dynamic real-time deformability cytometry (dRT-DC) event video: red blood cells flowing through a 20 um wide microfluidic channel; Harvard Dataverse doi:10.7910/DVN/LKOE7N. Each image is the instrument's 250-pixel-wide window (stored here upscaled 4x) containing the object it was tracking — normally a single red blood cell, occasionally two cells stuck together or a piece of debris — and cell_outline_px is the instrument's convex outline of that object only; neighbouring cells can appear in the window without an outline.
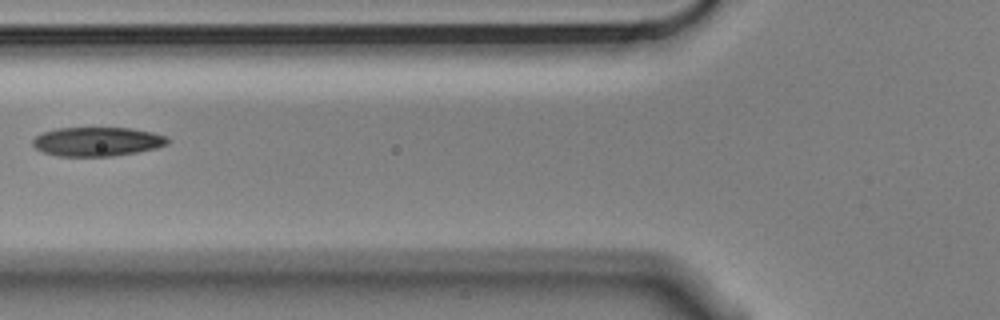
{"species": "Egyptian fruit bat (a non-hibernating species)", "species_latin": "Rousettus aegyptiacus", "temperature_condition": "cold", "stored_images_in_passage": 8, "camera_frame_rate_fps": 3000, "um_per_image_px": 0.085, "animal": {"sex": "male"}, "frame": {"image": 1, "passage_image": 6, "time_ms": 1.667, "image_size_px": [1000, 320], "cell_outline_px": [[172, 140], [168, 144], [156, 148], [136, 152], [112, 156], [56, 156], [44, 152], [36, 148], [32, 144], [32, 140], [36, 136], [44, 132], [56, 128], [132, 128], [152, 132], [168, 136]], "centroid_in_image_um": [8.3, 12.03], "position_along_channel_um": 117.5, "area_um2": 22.95}}
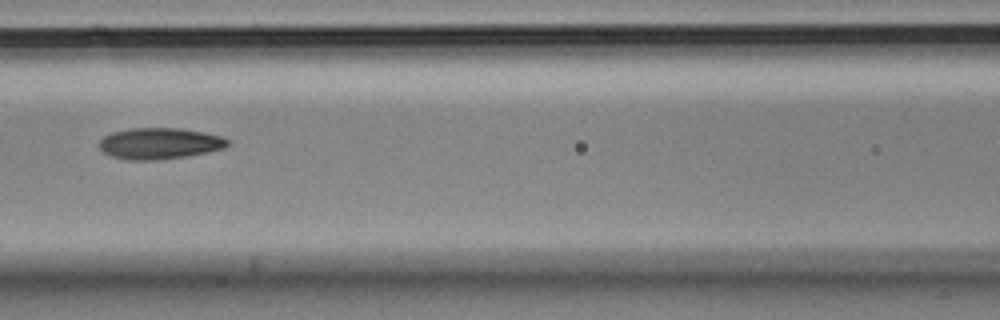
{"frame": {"image": 2, "passage_image": 7, "time_ms": 2.0, "image_size_px": [1000, 320], "cell_outline_px": [[228, 144], [224, 148], [208, 152], [184, 156], [156, 160], [124, 160], [112, 156], [104, 152], [100, 148], [100, 140], [104, 136], [112, 132], [132, 128], [180, 128], [204, 132], [220, 136], [228, 140]], "centroid_in_image_um": [13.54, 12.19], "position_along_channel_um": 153.1, "area_um2": 23.24}}
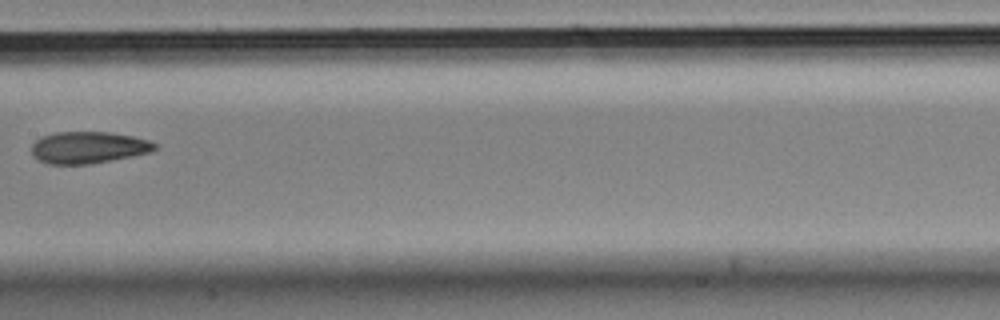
{"frame": {"image": 3, "passage_image": 8, "time_ms": 2.333, "image_size_px": [1000, 320], "cell_outline_px": [[160, 148], [152, 152], [92, 164], [48, 164], [32, 156], [32, 144], [40, 136], [56, 132], [108, 132], [132, 136], [148, 140], [160, 144]], "centroid_in_image_um": [7.55, 12.53], "position_along_channel_um": 199.9, "area_um2": 23.12}}